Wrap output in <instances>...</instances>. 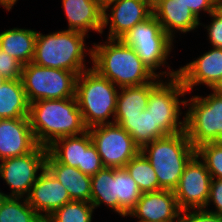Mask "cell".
Segmentation results:
<instances>
[{
    "instance_id": "obj_18",
    "label": "cell",
    "mask_w": 222,
    "mask_h": 222,
    "mask_svg": "<svg viewBox=\"0 0 222 222\" xmlns=\"http://www.w3.org/2000/svg\"><path fill=\"white\" fill-rule=\"evenodd\" d=\"M153 15L163 30L175 41L177 36L197 32L200 21L188 7L177 0H152ZM179 33V34H178Z\"/></svg>"
},
{
    "instance_id": "obj_38",
    "label": "cell",
    "mask_w": 222,
    "mask_h": 222,
    "mask_svg": "<svg viewBox=\"0 0 222 222\" xmlns=\"http://www.w3.org/2000/svg\"><path fill=\"white\" fill-rule=\"evenodd\" d=\"M18 1L19 0H0V6H2L7 12H10Z\"/></svg>"
},
{
    "instance_id": "obj_26",
    "label": "cell",
    "mask_w": 222,
    "mask_h": 222,
    "mask_svg": "<svg viewBox=\"0 0 222 222\" xmlns=\"http://www.w3.org/2000/svg\"><path fill=\"white\" fill-rule=\"evenodd\" d=\"M114 123L124 128L140 148L166 136L158 127H154V119L146 109L134 117H115Z\"/></svg>"
},
{
    "instance_id": "obj_36",
    "label": "cell",
    "mask_w": 222,
    "mask_h": 222,
    "mask_svg": "<svg viewBox=\"0 0 222 222\" xmlns=\"http://www.w3.org/2000/svg\"><path fill=\"white\" fill-rule=\"evenodd\" d=\"M204 209L222 215V179H211L209 198Z\"/></svg>"
},
{
    "instance_id": "obj_12",
    "label": "cell",
    "mask_w": 222,
    "mask_h": 222,
    "mask_svg": "<svg viewBox=\"0 0 222 222\" xmlns=\"http://www.w3.org/2000/svg\"><path fill=\"white\" fill-rule=\"evenodd\" d=\"M153 14L152 0H111L103 5L102 35L107 39H121L136 24ZM108 27V28H107Z\"/></svg>"
},
{
    "instance_id": "obj_11",
    "label": "cell",
    "mask_w": 222,
    "mask_h": 222,
    "mask_svg": "<svg viewBox=\"0 0 222 222\" xmlns=\"http://www.w3.org/2000/svg\"><path fill=\"white\" fill-rule=\"evenodd\" d=\"M88 130L104 167L125 168L141 151L130 134L116 123L102 124Z\"/></svg>"
},
{
    "instance_id": "obj_10",
    "label": "cell",
    "mask_w": 222,
    "mask_h": 222,
    "mask_svg": "<svg viewBox=\"0 0 222 222\" xmlns=\"http://www.w3.org/2000/svg\"><path fill=\"white\" fill-rule=\"evenodd\" d=\"M48 150L38 145L32 152L0 161V178L10 192L1 191L5 197L26 198L39 174L45 168Z\"/></svg>"
},
{
    "instance_id": "obj_31",
    "label": "cell",
    "mask_w": 222,
    "mask_h": 222,
    "mask_svg": "<svg viewBox=\"0 0 222 222\" xmlns=\"http://www.w3.org/2000/svg\"><path fill=\"white\" fill-rule=\"evenodd\" d=\"M212 179H222V141L208 142L196 148Z\"/></svg>"
},
{
    "instance_id": "obj_8",
    "label": "cell",
    "mask_w": 222,
    "mask_h": 222,
    "mask_svg": "<svg viewBox=\"0 0 222 222\" xmlns=\"http://www.w3.org/2000/svg\"><path fill=\"white\" fill-rule=\"evenodd\" d=\"M204 94L186 98L185 132L195 149L222 141V95Z\"/></svg>"
},
{
    "instance_id": "obj_19",
    "label": "cell",
    "mask_w": 222,
    "mask_h": 222,
    "mask_svg": "<svg viewBox=\"0 0 222 222\" xmlns=\"http://www.w3.org/2000/svg\"><path fill=\"white\" fill-rule=\"evenodd\" d=\"M67 20L66 30L78 31L90 37L94 32L101 36L103 5L100 0H61Z\"/></svg>"
},
{
    "instance_id": "obj_16",
    "label": "cell",
    "mask_w": 222,
    "mask_h": 222,
    "mask_svg": "<svg viewBox=\"0 0 222 222\" xmlns=\"http://www.w3.org/2000/svg\"><path fill=\"white\" fill-rule=\"evenodd\" d=\"M38 145L29 117L0 119V161L25 155Z\"/></svg>"
},
{
    "instance_id": "obj_39",
    "label": "cell",
    "mask_w": 222,
    "mask_h": 222,
    "mask_svg": "<svg viewBox=\"0 0 222 222\" xmlns=\"http://www.w3.org/2000/svg\"><path fill=\"white\" fill-rule=\"evenodd\" d=\"M210 91L222 95V77L214 84Z\"/></svg>"
},
{
    "instance_id": "obj_32",
    "label": "cell",
    "mask_w": 222,
    "mask_h": 222,
    "mask_svg": "<svg viewBox=\"0 0 222 222\" xmlns=\"http://www.w3.org/2000/svg\"><path fill=\"white\" fill-rule=\"evenodd\" d=\"M208 17L210 18V24L200 22V26L204 27V31H207L205 34H207L210 47L222 49V11L217 8Z\"/></svg>"
},
{
    "instance_id": "obj_21",
    "label": "cell",
    "mask_w": 222,
    "mask_h": 222,
    "mask_svg": "<svg viewBox=\"0 0 222 222\" xmlns=\"http://www.w3.org/2000/svg\"><path fill=\"white\" fill-rule=\"evenodd\" d=\"M90 203L95 210L104 205L112 213L121 218L127 217V213L119 206L116 195V180L114 179V168L104 167L95 175L91 176V199Z\"/></svg>"
},
{
    "instance_id": "obj_15",
    "label": "cell",
    "mask_w": 222,
    "mask_h": 222,
    "mask_svg": "<svg viewBox=\"0 0 222 222\" xmlns=\"http://www.w3.org/2000/svg\"><path fill=\"white\" fill-rule=\"evenodd\" d=\"M180 212L174 191L162 189L142 193L127 217L137 222H179Z\"/></svg>"
},
{
    "instance_id": "obj_34",
    "label": "cell",
    "mask_w": 222,
    "mask_h": 222,
    "mask_svg": "<svg viewBox=\"0 0 222 222\" xmlns=\"http://www.w3.org/2000/svg\"><path fill=\"white\" fill-rule=\"evenodd\" d=\"M103 168L104 165L101 157L94 144L91 143L86 150H84L83 167H78V169L84 174L93 176Z\"/></svg>"
},
{
    "instance_id": "obj_35",
    "label": "cell",
    "mask_w": 222,
    "mask_h": 222,
    "mask_svg": "<svg viewBox=\"0 0 222 222\" xmlns=\"http://www.w3.org/2000/svg\"><path fill=\"white\" fill-rule=\"evenodd\" d=\"M179 222H222V215L205 209H190L180 212Z\"/></svg>"
},
{
    "instance_id": "obj_27",
    "label": "cell",
    "mask_w": 222,
    "mask_h": 222,
    "mask_svg": "<svg viewBox=\"0 0 222 222\" xmlns=\"http://www.w3.org/2000/svg\"><path fill=\"white\" fill-rule=\"evenodd\" d=\"M0 222H44L23 197L0 198Z\"/></svg>"
},
{
    "instance_id": "obj_3",
    "label": "cell",
    "mask_w": 222,
    "mask_h": 222,
    "mask_svg": "<svg viewBox=\"0 0 222 222\" xmlns=\"http://www.w3.org/2000/svg\"><path fill=\"white\" fill-rule=\"evenodd\" d=\"M88 38L82 32L66 29L47 34L38 31L32 62L42 67L71 71L78 76L92 67L88 66L92 63V46L86 45Z\"/></svg>"
},
{
    "instance_id": "obj_33",
    "label": "cell",
    "mask_w": 222,
    "mask_h": 222,
    "mask_svg": "<svg viewBox=\"0 0 222 222\" xmlns=\"http://www.w3.org/2000/svg\"><path fill=\"white\" fill-rule=\"evenodd\" d=\"M22 64L0 49V75L7 80L21 79Z\"/></svg>"
},
{
    "instance_id": "obj_29",
    "label": "cell",
    "mask_w": 222,
    "mask_h": 222,
    "mask_svg": "<svg viewBox=\"0 0 222 222\" xmlns=\"http://www.w3.org/2000/svg\"><path fill=\"white\" fill-rule=\"evenodd\" d=\"M114 179L116 180L118 204L129 214L140 199L142 192L125 168H114Z\"/></svg>"
},
{
    "instance_id": "obj_41",
    "label": "cell",
    "mask_w": 222,
    "mask_h": 222,
    "mask_svg": "<svg viewBox=\"0 0 222 222\" xmlns=\"http://www.w3.org/2000/svg\"><path fill=\"white\" fill-rule=\"evenodd\" d=\"M7 79H5L4 77H2L0 75V86L6 81Z\"/></svg>"
},
{
    "instance_id": "obj_40",
    "label": "cell",
    "mask_w": 222,
    "mask_h": 222,
    "mask_svg": "<svg viewBox=\"0 0 222 222\" xmlns=\"http://www.w3.org/2000/svg\"><path fill=\"white\" fill-rule=\"evenodd\" d=\"M217 8L222 6V0H216Z\"/></svg>"
},
{
    "instance_id": "obj_28",
    "label": "cell",
    "mask_w": 222,
    "mask_h": 222,
    "mask_svg": "<svg viewBox=\"0 0 222 222\" xmlns=\"http://www.w3.org/2000/svg\"><path fill=\"white\" fill-rule=\"evenodd\" d=\"M142 193L162 190L153 167L140 151L125 166Z\"/></svg>"
},
{
    "instance_id": "obj_5",
    "label": "cell",
    "mask_w": 222,
    "mask_h": 222,
    "mask_svg": "<svg viewBox=\"0 0 222 222\" xmlns=\"http://www.w3.org/2000/svg\"><path fill=\"white\" fill-rule=\"evenodd\" d=\"M119 88L92 67L76 79L75 97L87 129L114 123Z\"/></svg>"
},
{
    "instance_id": "obj_23",
    "label": "cell",
    "mask_w": 222,
    "mask_h": 222,
    "mask_svg": "<svg viewBox=\"0 0 222 222\" xmlns=\"http://www.w3.org/2000/svg\"><path fill=\"white\" fill-rule=\"evenodd\" d=\"M92 143L89 130L76 136L55 140L47 147L48 153L59 163L74 168L83 167L84 150Z\"/></svg>"
},
{
    "instance_id": "obj_22",
    "label": "cell",
    "mask_w": 222,
    "mask_h": 222,
    "mask_svg": "<svg viewBox=\"0 0 222 222\" xmlns=\"http://www.w3.org/2000/svg\"><path fill=\"white\" fill-rule=\"evenodd\" d=\"M37 32L25 27L6 29L0 32V49L26 65L33 60Z\"/></svg>"
},
{
    "instance_id": "obj_1",
    "label": "cell",
    "mask_w": 222,
    "mask_h": 222,
    "mask_svg": "<svg viewBox=\"0 0 222 222\" xmlns=\"http://www.w3.org/2000/svg\"><path fill=\"white\" fill-rule=\"evenodd\" d=\"M91 45L92 68L118 88L144 85L157 77L121 39H101Z\"/></svg>"
},
{
    "instance_id": "obj_42",
    "label": "cell",
    "mask_w": 222,
    "mask_h": 222,
    "mask_svg": "<svg viewBox=\"0 0 222 222\" xmlns=\"http://www.w3.org/2000/svg\"><path fill=\"white\" fill-rule=\"evenodd\" d=\"M109 1H111V0H100V3L102 4V5H105L107 2H109Z\"/></svg>"
},
{
    "instance_id": "obj_25",
    "label": "cell",
    "mask_w": 222,
    "mask_h": 222,
    "mask_svg": "<svg viewBox=\"0 0 222 222\" xmlns=\"http://www.w3.org/2000/svg\"><path fill=\"white\" fill-rule=\"evenodd\" d=\"M29 108L21 79L6 80L0 86V119L28 117Z\"/></svg>"
},
{
    "instance_id": "obj_17",
    "label": "cell",
    "mask_w": 222,
    "mask_h": 222,
    "mask_svg": "<svg viewBox=\"0 0 222 222\" xmlns=\"http://www.w3.org/2000/svg\"><path fill=\"white\" fill-rule=\"evenodd\" d=\"M26 199L44 220L71 201L65 187L46 168L39 174Z\"/></svg>"
},
{
    "instance_id": "obj_37",
    "label": "cell",
    "mask_w": 222,
    "mask_h": 222,
    "mask_svg": "<svg viewBox=\"0 0 222 222\" xmlns=\"http://www.w3.org/2000/svg\"><path fill=\"white\" fill-rule=\"evenodd\" d=\"M177 2L188 7L199 20L202 14L209 15L217 9L216 0H177Z\"/></svg>"
},
{
    "instance_id": "obj_30",
    "label": "cell",
    "mask_w": 222,
    "mask_h": 222,
    "mask_svg": "<svg viewBox=\"0 0 222 222\" xmlns=\"http://www.w3.org/2000/svg\"><path fill=\"white\" fill-rule=\"evenodd\" d=\"M95 208L85 201L71 200L56 209L44 222H93Z\"/></svg>"
},
{
    "instance_id": "obj_2",
    "label": "cell",
    "mask_w": 222,
    "mask_h": 222,
    "mask_svg": "<svg viewBox=\"0 0 222 222\" xmlns=\"http://www.w3.org/2000/svg\"><path fill=\"white\" fill-rule=\"evenodd\" d=\"M28 117L37 143L46 148L57 139L80 135L88 130L76 97L30 103Z\"/></svg>"
},
{
    "instance_id": "obj_6",
    "label": "cell",
    "mask_w": 222,
    "mask_h": 222,
    "mask_svg": "<svg viewBox=\"0 0 222 222\" xmlns=\"http://www.w3.org/2000/svg\"><path fill=\"white\" fill-rule=\"evenodd\" d=\"M141 152L151 163L162 189L174 190L186 164L196 154L185 131L145 144Z\"/></svg>"
},
{
    "instance_id": "obj_4",
    "label": "cell",
    "mask_w": 222,
    "mask_h": 222,
    "mask_svg": "<svg viewBox=\"0 0 222 222\" xmlns=\"http://www.w3.org/2000/svg\"><path fill=\"white\" fill-rule=\"evenodd\" d=\"M121 40L136 51L142 62L157 77L172 78L178 75V69H173L168 63V58L173 57L170 55L176 48V41L163 30L153 14L136 24Z\"/></svg>"
},
{
    "instance_id": "obj_20",
    "label": "cell",
    "mask_w": 222,
    "mask_h": 222,
    "mask_svg": "<svg viewBox=\"0 0 222 222\" xmlns=\"http://www.w3.org/2000/svg\"><path fill=\"white\" fill-rule=\"evenodd\" d=\"M45 168L65 187L71 200L85 201L91 199V176L82 173L78 168L57 162L49 153Z\"/></svg>"
},
{
    "instance_id": "obj_13",
    "label": "cell",
    "mask_w": 222,
    "mask_h": 222,
    "mask_svg": "<svg viewBox=\"0 0 222 222\" xmlns=\"http://www.w3.org/2000/svg\"><path fill=\"white\" fill-rule=\"evenodd\" d=\"M211 179L205 163L195 154L186 164L178 186L173 190L179 209H204Z\"/></svg>"
},
{
    "instance_id": "obj_24",
    "label": "cell",
    "mask_w": 222,
    "mask_h": 222,
    "mask_svg": "<svg viewBox=\"0 0 222 222\" xmlns=\"http://www.w3.org/2000/svg\"><path fill=\"white\" fill-rule=\"evenodd\" d=\"M163 78L156 77L152 82L119 88L115 117H134L146 109L151 90Z\"/></svg>"
},
{
    "instance_id": "obj_9",
    "label": "cell",
    "mask_w": 222,
    "mask_h": 222,
    "mask_svg": "<svg viewBox=\"0 0 222 222\" xmlns=\"http://www.w3.org/2000/svg\"><path fill=\"white\" fill-rule=\"evenodd\" d=\"M77 75L64 69L42 67L33 62L22 66L21 81L29 103L75 97Z\"/></svg>"
},
{
    "instance_id": "obj_14",
    "label": "cell",
    "mask_w": 222,
    "mask_h": 222,
    "mask_svg": "<svg viewBox=\"0 0 222 222\" xmlns=\"http://www.w3.org/2000/svg\"><path fill=\"white\" fill-rule=\"evenodd\" d=\"M177 76L189 94L194 88L199 91L197 86L200 85L210 90L222 77V49L212 47L189 63L179 66Z\"/></svg>"
},
{
    "instance_id": "obj_7",
    "label": "cell",
    "mask_w": 222,
    "mask_h": 222,
    "mask_svg": "<svg viewBox=\"0 0 222 222\" xmlns=\"http://www.w3.org/2000/svg\"><path fill=\"white\" fill-rule=\"evenodd\" d=\"M186 95L190 94L178 76L163 78L151 90L146 107L154 119V127L165 135L185 131L186 111L182 109L186 108Z\"/></svg>"
}]
</instances>
